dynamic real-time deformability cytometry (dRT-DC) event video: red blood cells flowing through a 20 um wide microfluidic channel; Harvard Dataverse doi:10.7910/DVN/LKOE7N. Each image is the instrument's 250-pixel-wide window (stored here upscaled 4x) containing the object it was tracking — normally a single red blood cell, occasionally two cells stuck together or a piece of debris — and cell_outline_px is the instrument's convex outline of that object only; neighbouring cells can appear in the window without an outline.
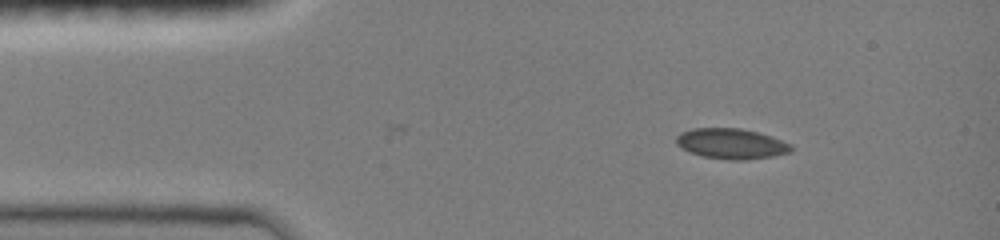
{"species": "common noctule bat (a hibernating species)", "species_latin": "Nyctalus noctula", "temperature_condition": "room temperature", "stored_images_in_passage": 35, "camera_frame_rate_fps": 3000, "um_per_image_px": 0.085, "animal": {"sex": "female", "body_mass_g": 19.0, "forearm_length_mm": 51.5}, "frame": {"image": 1, "passage_image": 1, "time_ms": 0.0, "image_size_px": [1000, 240], "cell_outline_px": [[792, 152], [772, 156], [744, 160], [728, 160], [704, 156], [692, 152], [676, 144], [676, 136], [680, 132], [692, 128], [740, 128], [760, 132], [772, 136], [792, 144]], "centroid_in_image_um": [62.2, 12.2], "position_along_channel_um": 22.8, "area_um2": 20.4}}
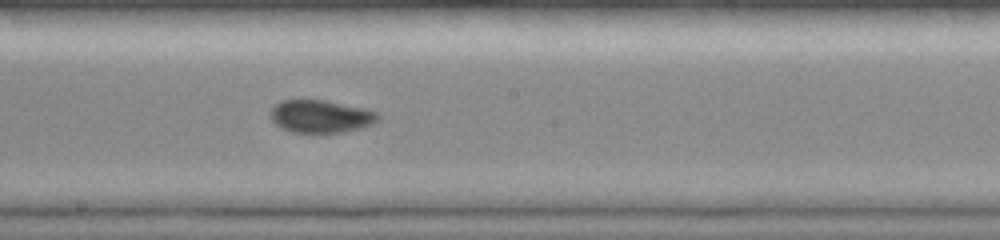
{"frame": {"image": 2, "passage_image": 20, "time_ms": 6.333, "image_size_px": [1000, 240], "cell_outline_px": [[380, 116], [372, 124], [360, 128], [344, 132], [292, 132], [280, 128], [268, 116], [268, 112], [280, 100], [324, 100], [368, 108], [376, 112]], "centroid_in_image_um": [27.23, 9.88], "position_along_channel_um": 221.0, "area_um2": 20.63}}
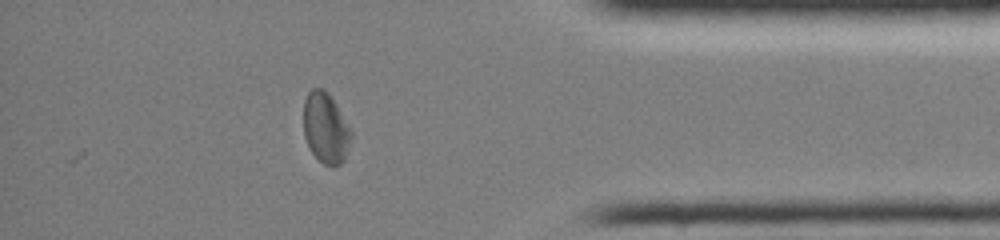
{"frame": {"image": 3, "passage_image": 35, "time_ms": 11.333, "image_size_px": [1000, 240], "cell_outline_px": [[352, 136], [344, 160], [340, 164], [332, 168], [324, 164], [312, 152], [304, 136], [304, 100], [308, 92], [312, 88], [324, 88], [328, 92], [352, 132]], "centroid_in_image_um": [27.67, 10.88], "position_along_channel_um": 407.5, "area_um2": 19.42}}